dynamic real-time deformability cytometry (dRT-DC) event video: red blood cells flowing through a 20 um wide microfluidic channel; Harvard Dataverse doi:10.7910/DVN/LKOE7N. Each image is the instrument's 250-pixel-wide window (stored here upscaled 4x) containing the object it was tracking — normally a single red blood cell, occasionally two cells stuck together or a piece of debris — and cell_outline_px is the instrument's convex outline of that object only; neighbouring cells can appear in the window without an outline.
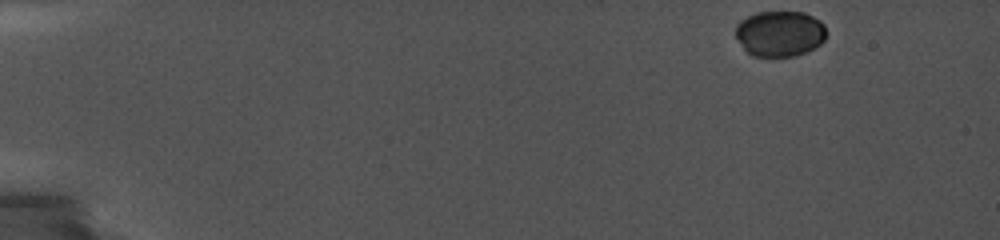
{"species": "common noctule bat (a hibernating species)", "species_latin": "Nyctalus noctula", "temperature_condition": "cold", "stored_images_in_passage": 37, "camera_frame_rate_fps": 5000, "um_per_image_px": 0.085, "animal": {"sex": "female", "body_mass_g": 19.0, "forearm_length_mm": 56.7}, "frame": {"image": 1, "passage_image": 1, "time_ms": 0.0, "image_size_px": [1000, 240], "cell_outline_px": [[824, 40], [820, 44], [796, 56], [752, 56], [744, 48], [736, 36], [736, 24], [740, 20], [756, 12], [804, 12], [820, 20], [824, 24]], "centroid_in_image_um": [66.27, 2.84], "position_along_channel_um": 18.7, "area_um2": 23.99}}
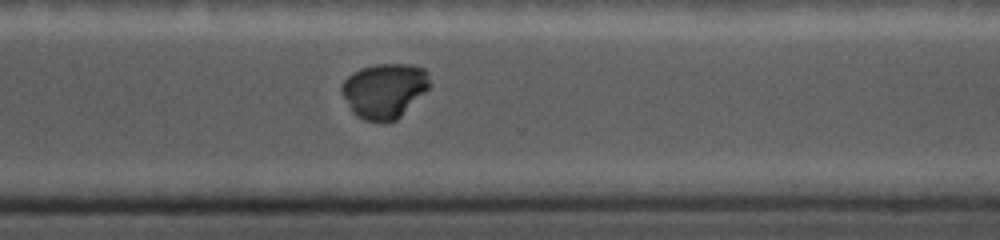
{"frame": {"image": 2, "passage_image": 30, "time_ms": 12.2, "image_size_px": [1000, 240], "cell_outline_px": [[432, 84], [396, 120], [388, 124], [380, 124], [364, 120], [356, 116], [352, 112], [340, 92], [340, 88], [344, 80], [352, 72], [360, 68], [376, 64], [408, 64], [424, 68], [428, 72]], "centroid_in_image_um": [32.65, 7.72], "position_along_channel_um": 337.9, "area_um2": 28.61}}
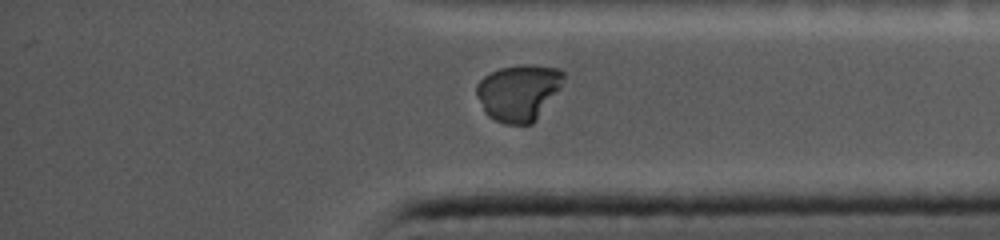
{"frame": {"image": 3, "passage_image": 34, "time_ms": 13.6, "image_size_px": [1000, 240], "cell_outline_px": [[564, 76], [560, 88], [536, 120], [532, 124], [504, 124], [488, 116], [484, 112], [476, 96], [476, 84], [484, 76], [500, 68], [524, 64], [528, 64], [560, 68], [564, 72]], "centroid_in_image_um": [44.07, 7.86], "position_along_channel_um": 391.1, "area_um2": 28.67}}